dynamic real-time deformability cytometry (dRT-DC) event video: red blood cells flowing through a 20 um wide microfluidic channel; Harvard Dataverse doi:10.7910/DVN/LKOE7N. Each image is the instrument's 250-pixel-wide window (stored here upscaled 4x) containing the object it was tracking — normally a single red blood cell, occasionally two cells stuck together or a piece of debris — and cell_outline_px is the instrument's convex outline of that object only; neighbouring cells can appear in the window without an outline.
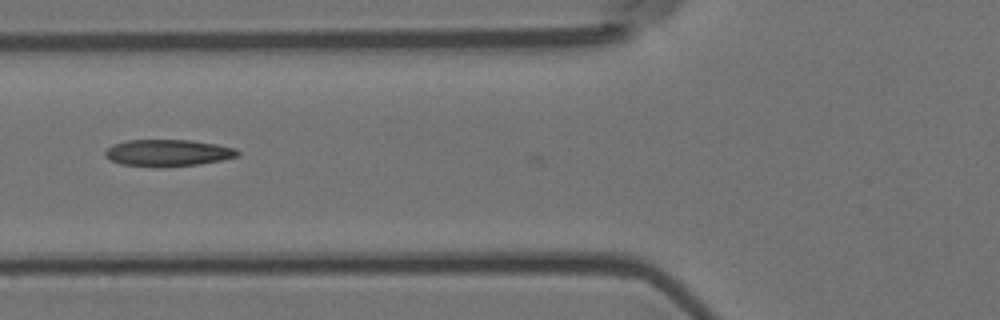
{"species": "Egyptian fruit bat (a non-hibernating species)", "species_latin": "Rousettus aegyptiacus", "temperature_condition": "room temperature", "stored_images_in_passage": 4, "camera_frame_rate_fps": 3000, "um_per_image_px": 0.085, "animal": {"sex": "female"}, "frame": {"image": 1, "passage_image": 3, "time_ms": 0.667, "image_size_px": [1000, 320], "cell_outline_px": [[240, 156], [200, 164], [160, 168], [156, 168], [120, 164], [104, 156], [104, 152], [112, 144], [124, 140], [192, 140], [216, 144], [236, 148], [240, 152]], "centroid_in_image_um": [14.26, 13.0], "position_along_channel_um": 111.5, "area_um2": 21.04}}